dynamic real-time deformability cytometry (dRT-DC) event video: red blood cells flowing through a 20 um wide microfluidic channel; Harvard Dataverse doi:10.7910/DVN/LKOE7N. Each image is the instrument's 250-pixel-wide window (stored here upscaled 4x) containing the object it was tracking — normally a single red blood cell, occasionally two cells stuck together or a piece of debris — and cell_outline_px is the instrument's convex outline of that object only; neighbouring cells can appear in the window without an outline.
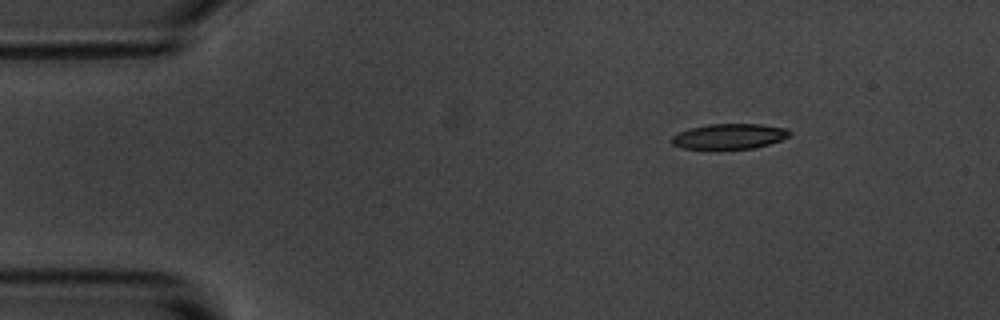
{"species": "common noctule bat (a hibernating species)", "species_latin": "Nyctalus noctula", "temperature_condition": "room temperature", "stored_images_in_passage": 4, "camera_frame_rate_fps": 3000, "um_per_image_px": 0.085, "animal": {"sex": "male", "body_mass_g": 20.1, "forearm_length_mm": 53.5}, "frame": {"image": 1, "passage_image": 1, "time_ms": 0.0, "image_size_px": [1000, 320], "cell_outline_px": [[792, 132], [788, 136], [780, 140], [768, 144], [752, 148], [712, 152], [684, 148], [672, 144], [668, 140], [672, 136], [688, 128], [708, 124], [760, 124], [788, 128]], "centroid_in_image_um": [61.92, 11.63], "position_along_channel_um": 23.1, "area_um2": 18.21}}
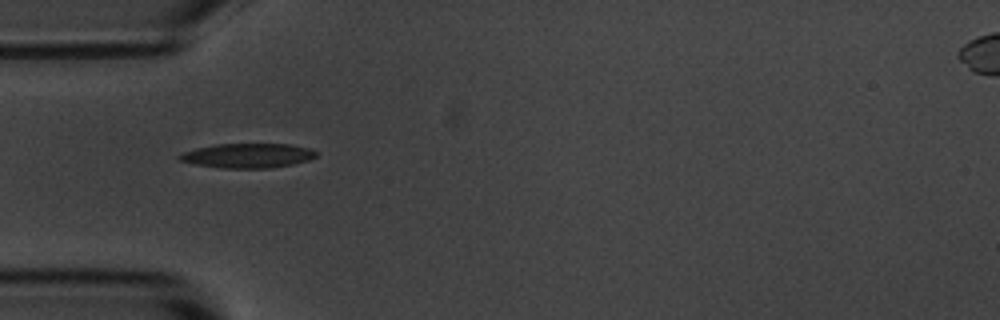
{"frame": {"image": 2, "passage_image": 3, "time_ms": 3.0, "image_size_px": [1000, 320], "cell_outline_px": [[316, 156], [308, 160], [292, 164], [268, 168], [224, 168], [196, 164], [180, 160], [176, 156], [184, 152], [196, 148], [216, 144], [288, 144], [312, 148], [316, 152]], "centroid_in_image_um": [21.07, 13.22], "position_along_channel_um": 63.9, "area_um2": 19.36}}